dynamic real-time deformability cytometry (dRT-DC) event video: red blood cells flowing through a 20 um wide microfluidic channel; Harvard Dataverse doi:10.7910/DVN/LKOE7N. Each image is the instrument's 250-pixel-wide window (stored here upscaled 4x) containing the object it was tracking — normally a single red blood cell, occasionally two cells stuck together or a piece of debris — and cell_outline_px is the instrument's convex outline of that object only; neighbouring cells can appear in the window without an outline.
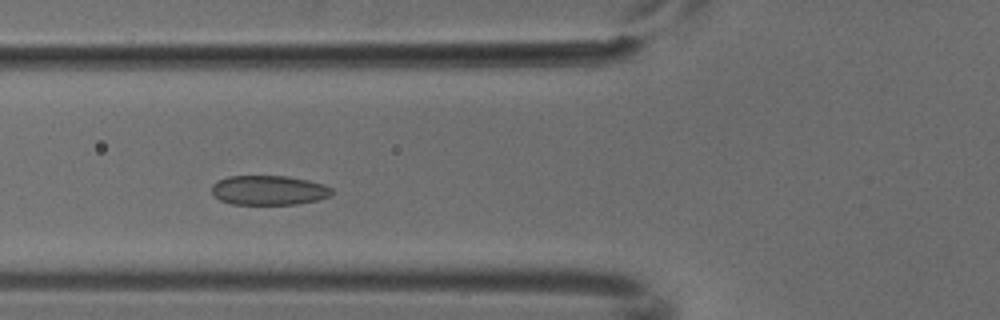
{"species": "common noctule bat (a hibernating species)", "species_latin": "Nyctalus noctula", "temperature_condition": "cold", "stored_images_in_passage": 4, "camera_frame_rate_fps": 3000, "um_per_image_px": 0.085, "animal": {"sex": "male", "body_mass_g": 18.8}, "frame": {"image": 1, "passage_image": 3, "time_ms": 0.667, "image_size_px": [1000, 320], "cell_outline_px": [[332, 192], [328, 196], [316, 200], [296, 204], [232, 204], [220, 200], [212, 196], [212, 184], [216, 180], [228, 176], [288, 176], [308, 180], [324, 184], [332, 188]], "centroid_in_image_um": [22.8, 16.16], "position_along_channel_um": 103.0, "area_um2": 20.75}}
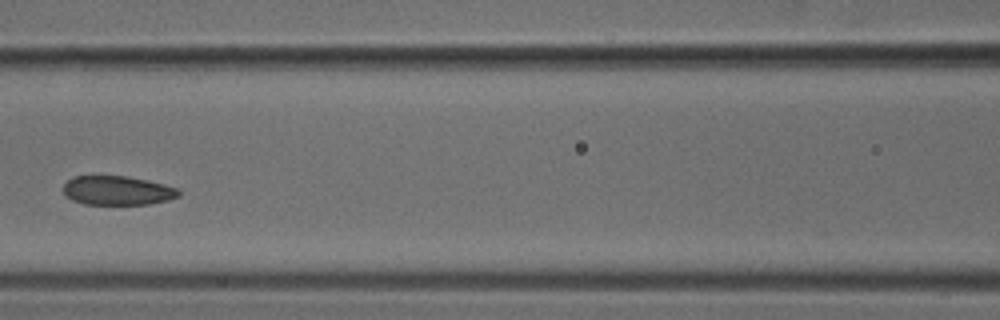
{"frame": {"image": 2, "passage_image": 4, "time_ms": 1.0, "image_size_px": [1000, 320], "cell_outline_px": [[180, 196], [168, 200], [148, 204], [84, 204], [72, 200], [64, 192], [64, 184], [72, 176], [124, 176], [148, 180], [164, 184], [176, 188], [180, 192]], "centroid_in_image_um": [9.99, 16.19], "position_along_channel_um": 156.6, "area_um2": 19.48}}